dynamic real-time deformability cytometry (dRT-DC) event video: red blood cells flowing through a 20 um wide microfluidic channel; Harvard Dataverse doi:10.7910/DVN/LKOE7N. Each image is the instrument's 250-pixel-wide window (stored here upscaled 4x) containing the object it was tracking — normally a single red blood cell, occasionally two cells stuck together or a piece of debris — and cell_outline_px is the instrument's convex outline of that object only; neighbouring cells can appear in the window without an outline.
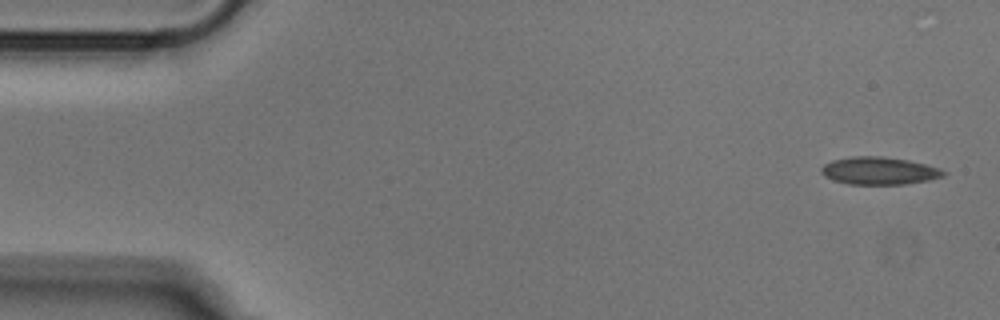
{"species": "Egyptian fruit bat (a non-hibernating species)", "species_latin": "Rousettus aegyptiacus", "temperature_condition": "cold", "stored_images_in_passage": 50, "camera_frame_rate_fps": 3000, "um_per_image_px": 0.085, "animal": {"sex": "male"}, "frame": {"image": 1, "passage_image": 1, "time_ms": 0.0, "image_size_px": [1000, 320], "cell_outline_px": [[948, 172], [944, 176], [928, 180], [904, 184], [848, 184], [832, 180], [824, 176], [820, 172], [820, 168], [824, 164], [832, 160], [852, 156], [880, 156], [908, 160], [940, 168]], "centroid_in_image_um": [74.7, 14.51], "position_along_channel_um": 10.3, "area_um2": 19.71}}
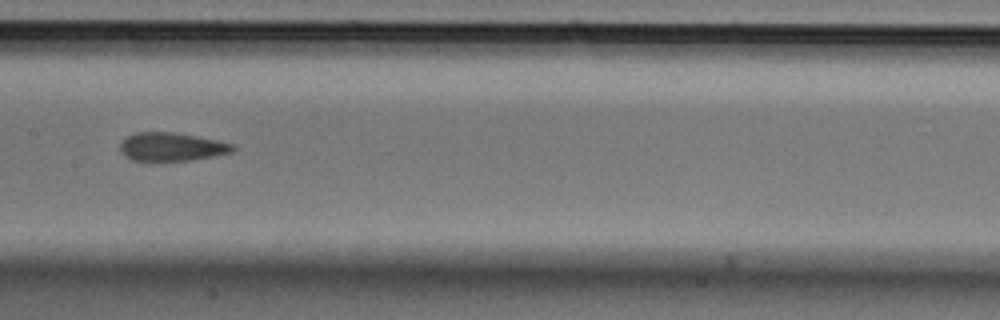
{"frame": {"image": 2, "passage_image": 24, "time_ms": 7.667, "image_size_px": [1000, 320], "cell_outline_px": [[236, 152], [216, 156], [192, 160], [152, 164], [132, 160], [124, 156], [120, 152], [120, 144], [128, 136], [136, 132], [172, 132], [196, 136], [236, 144]], "centroid_in_image_um": [14.6, 12.53], "position_along_channel_um": 192.8, "area_um2": 19.59}}
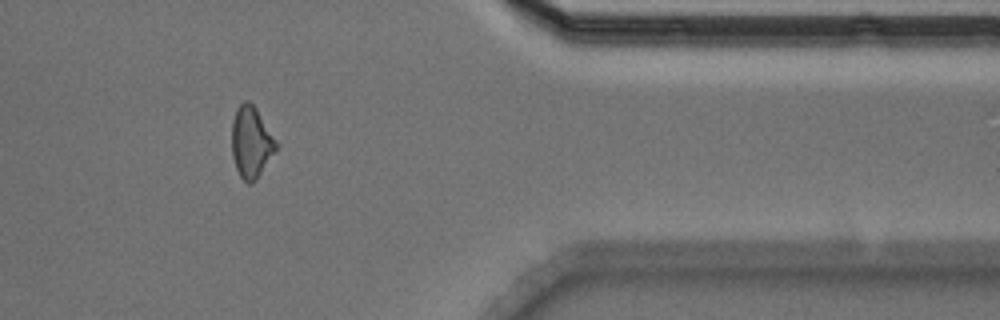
{"frame": {"image": 3, "passage_image": 41, "time_ms": 13.333, "image_size_px": [1000, 320], "cell_outline_px": [[280, 144], [256, 180], [252, 184], [248, 184], [240, 176], [236, 168], [232, 156], [232, 120], [236, 108], [244, 100], [248, 100], [256, 108]], "centroid_in_image_um": [21.36, 12.08], "position_along_channel_um": 390.0, "area_um2": 18.67}}